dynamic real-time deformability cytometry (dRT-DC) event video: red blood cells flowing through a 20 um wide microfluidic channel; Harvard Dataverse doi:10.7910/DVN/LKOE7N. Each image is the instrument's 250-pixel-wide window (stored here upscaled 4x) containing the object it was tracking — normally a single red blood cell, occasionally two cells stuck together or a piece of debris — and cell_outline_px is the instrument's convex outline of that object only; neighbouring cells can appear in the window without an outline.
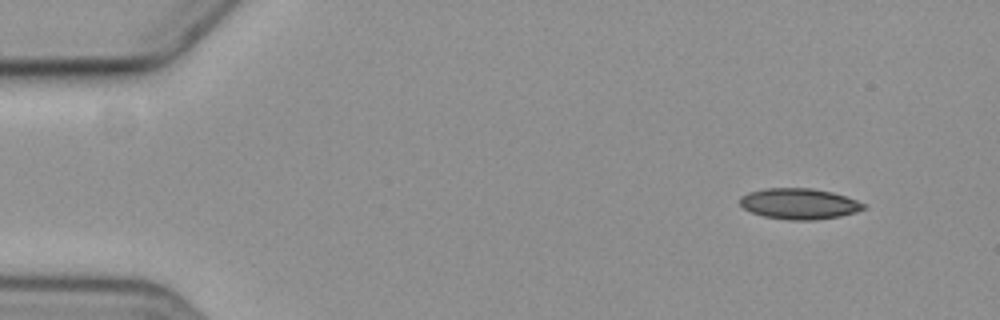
{"species": "common noctule bat (a hibernating species)", "species_latin": "Nyctalus noctula", "temperature_condition": "cold", "stored_images_in_passage": 4, "camera_frame_rate_fps": 3000, "um_per_image_px": 0.085, "animal": {"sex": "female", "body_mass_g": 19.3, "forearm_length_mm": 54.1}, "frame": {"image": 1, "passage_image": 1, "time_ms": 0.0, "image_size_px": [1000, 320], "cell_outline_px": [[868, 208], [856, 212], [840, 216], [812, 220], [788, 220], [764, 216], [752, 212], [744, 208], [740, 204], [740, 196], [748, 192], [764, 188], [812, 188], [832, 192], [856, 200], [864, 204]], "centroid_in_image_um": [67.92, 17.31], "position_along_channel_um": 17.1, "area_um2": 22.2}}